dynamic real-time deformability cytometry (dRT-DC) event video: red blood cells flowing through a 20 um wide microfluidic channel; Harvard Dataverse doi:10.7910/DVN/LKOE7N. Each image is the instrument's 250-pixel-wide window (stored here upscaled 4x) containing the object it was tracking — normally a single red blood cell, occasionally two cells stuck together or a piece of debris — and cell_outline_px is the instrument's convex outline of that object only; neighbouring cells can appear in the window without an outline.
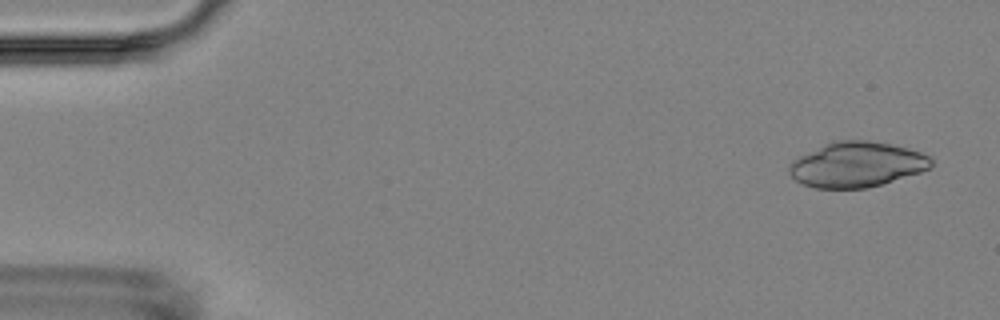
{"species": "Egyptian fruit bat (a non-hibernating species)", "species_latin": "Rousettus aegyptiacus", "temperature_condition": "room temperature", "stored_images_in_passage": 4, "camera_frame_rate_fps": 3000, "um_per_image_px": 0.085, "animal": {"sex": "female"}, "frame": {"image": 1, "passage_image": 1, "time_ms": 0.0, "image_size_px": [1000, 320], "cell_outline_px": [[932, 168], [920, 172], [868, 188], [816, 188], [804, 184], [796, 180], [788, 172], [788, 168], [792, 160], [824, 144], [840, 140], [868, 140], [908, 148], [920, 152], [928, 156], [932, 160]], "centroid_in_image_um": [72.83, 13.99], "position_along_channel_um": 12.2, "area_um2": 37.11}}